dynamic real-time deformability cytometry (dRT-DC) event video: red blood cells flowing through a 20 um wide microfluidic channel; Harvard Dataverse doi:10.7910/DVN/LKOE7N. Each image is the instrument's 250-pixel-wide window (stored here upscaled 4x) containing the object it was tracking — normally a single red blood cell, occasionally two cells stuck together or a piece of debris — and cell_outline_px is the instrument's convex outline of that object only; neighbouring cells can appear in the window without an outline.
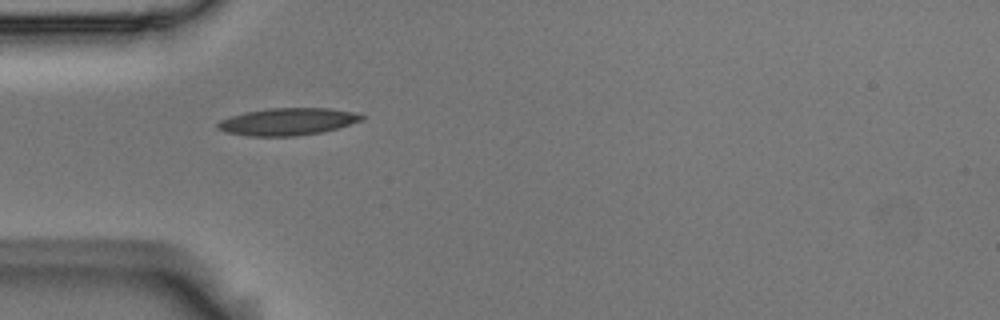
{"species": "Egyptian fruit bat (a non-hibernating species)", "species_latin": "Rousettus aegyptiacus", "temperature_condition": "room temperature", "stored_images_in_passage": 7, "camera_frame_rate_fps": 3000, "um_per_image_px": 0.085, "animal": {"sex": "male"}, "frame": {"image": 1, "passage_image": 1, "time_ms": 0.0, "image_size_px": [1000, 320], "cell_outline_px": [[364, 120], [336, 128], [320, 132], [296, 136], [248, 136], [224, 132], [216, 128], [216, 124], [220, 120], [244, 112], [272, 108], [328, 108], [352, 112], [364, 116]], "centroid_in_image_um": [24.4, 10.34], "position_along_channel_um": 60.6, "area_um2": 22.72}}
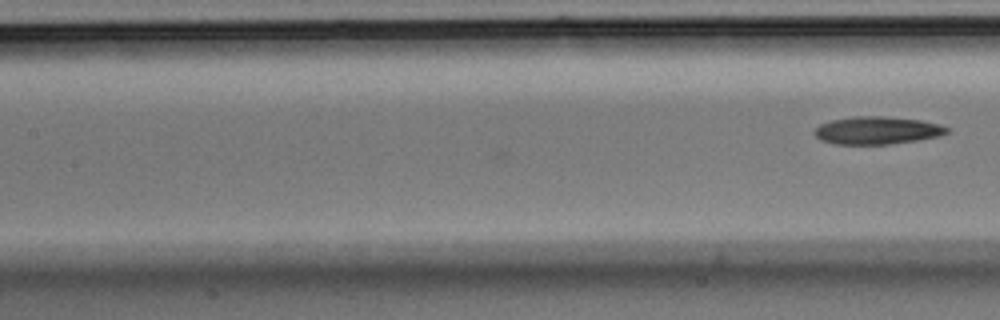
{"frame": {"image": 2, "passage_image": 7, "time_ms": 2.0, "image_size_px": [1000, 320], "cell_outline_px": [[948, 132], [936, 136], [916, 140], [888, 144], [836, 144], [820, 140], [812, 132], [820, 124], [832, 120], [852, 116], [880, 116], [920, 120], [940, 124], [948, 128]], "centroid_in_image_um": [74.5, 11.08], "position_along_channel_um": 132.9, "area_um2": 21.15}}